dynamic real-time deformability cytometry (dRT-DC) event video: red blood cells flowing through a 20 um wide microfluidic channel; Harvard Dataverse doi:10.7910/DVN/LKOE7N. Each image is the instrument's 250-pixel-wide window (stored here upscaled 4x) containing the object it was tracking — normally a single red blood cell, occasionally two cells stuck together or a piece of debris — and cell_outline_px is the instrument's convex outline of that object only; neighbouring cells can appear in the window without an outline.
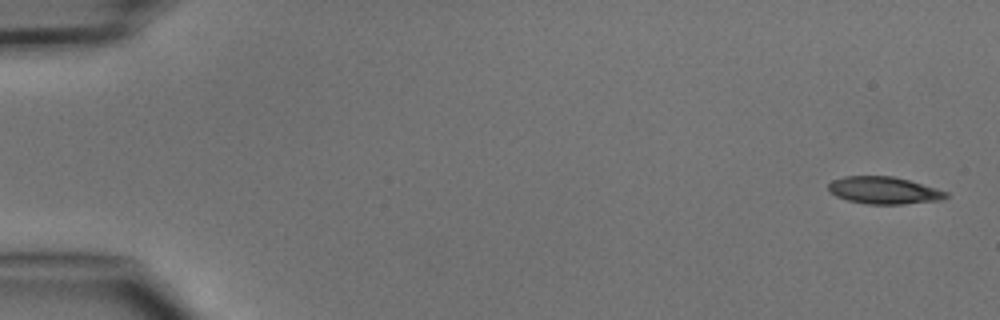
{"species": "common noctule bat (a hibernating species)", "species_latin": "Nyctalus noctula", "temperature_condition": "cold", "stored_images_in_passage": 4, "camera_frame_rate_fps": 3000, "um_per_image_px": 0.085, "animal": {"sex": "male", "body_mass_g": 15.6}, "frame": {"image": 1, "passage_image": 1, "time_ms": 0.0, "image_size_px": [1000, 320], "cell_outline_px": [[948, 196], [944, 200], [900, 204], [868, 204], [848, 200], [836, 196], [828, 192], [828, 184], [832, 180], [844, 176], [892, 176], [908, 180], [936, 188], [948, 192]], "centroid_in_image_um": [75.12, 16.18], "position_along_channel_um": 9.9, "area_um2": 18.67}}
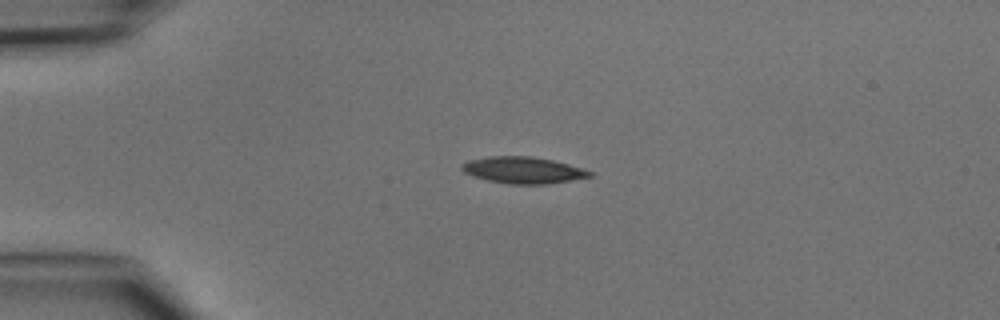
{"frame": {"image": 2, "passage_image": 3, "time_ms": 3.333, "image_size_px": [1000, 320], "cell_outline_px": [[596, 172], [592, 176], [548, 184], [508, 184], [488, 180], [472, 176], [464, 172], [460, 168], [460, 164], [468, 160], [488, 156], [532, 156], [552, 160], [568, 164]], "centroid_in_image_um": [44.45, 14.46], "position_along_channel_um": 40.6, "area_um2": 19.94}}